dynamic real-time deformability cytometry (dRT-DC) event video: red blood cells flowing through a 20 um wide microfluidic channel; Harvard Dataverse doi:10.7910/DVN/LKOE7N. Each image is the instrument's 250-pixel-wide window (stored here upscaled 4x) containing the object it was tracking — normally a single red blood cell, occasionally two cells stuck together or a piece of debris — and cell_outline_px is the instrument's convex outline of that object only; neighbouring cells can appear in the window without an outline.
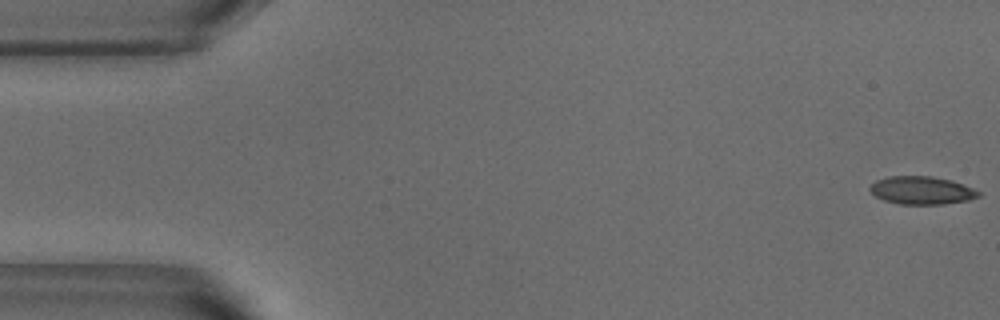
{"species": "common noctule bat (a hibernating species)", "species_latin": "Nyctalus noctula", "temperature_condition": "warm", "stored_images_in_passage": 51, "camera_frame_rate_fps": 3000, "um_per_image_px": 0.085, "animal": {"sex": "male", "body_mass_g": 18.8}, "frame": {"image": 1, "passage_image": 1, "time_ms": 0.0, "image_size_px": [1000, 320], "cell_outline_px": [[980, 196], [968, 200], [944, 204], [900, 204], [884, 200], [876, 196], [868, 188], [876, 180], [888, 176], [932, 176], [952, 180], [972, 188], [980, 192]], "centroid_in_image_um": [78.34, 16.17], "position_along_channel_um": 6.7, "area_um2": 17.63}}
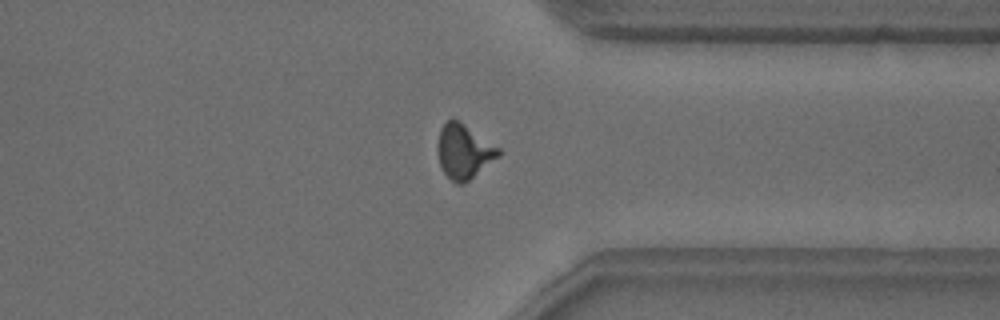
{"frame": {"image": 2, "passage_image": 40, "time_ms": 13.0, "image_size_px": [1000, 320], "cell_outline_px": [[500, 156], [464, 184], [456, 184], [440, 168], [436, 148], [436, 144], [440, 128], [452, 116], [460, 120], [500, 148]], "centroid_in_image_um": [39.4, 12.84], "position_along_channel_um": 372.0, "area_um2": 19.71}}
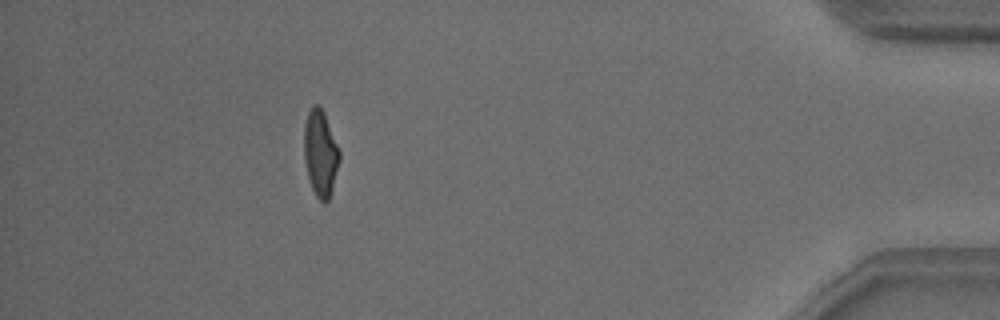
{"frame": {"image": 3, "passage_image": 47, "time_ms": 15.333, "image_size_px": [1000, 320], "cell_outline_px": [[340, 160], [332, 188], [328, 200], [324, 204], [316, 196], [312, 188], [308, 176], [304, 160], [304, 124], [308, 112], [312, 104], [320, 104], [324, 112], [340, 152]], "centroid_in_image_um": [27.22, 12.99], "position_along_channel_um": 408.0, "area_um2": 17.8}, "authors_computed_cell_mechanics": {"area_um2": 18.2648, "velocity_mm_per_s": 3.8328, "shape_relaxation_time_tau1_ms": 9.2786, "shape_relaxation_time_tau2_ms": 0.6093, "deformation_change_tau1": 0.2173, "deformation_change_tau2": 0.0673}}